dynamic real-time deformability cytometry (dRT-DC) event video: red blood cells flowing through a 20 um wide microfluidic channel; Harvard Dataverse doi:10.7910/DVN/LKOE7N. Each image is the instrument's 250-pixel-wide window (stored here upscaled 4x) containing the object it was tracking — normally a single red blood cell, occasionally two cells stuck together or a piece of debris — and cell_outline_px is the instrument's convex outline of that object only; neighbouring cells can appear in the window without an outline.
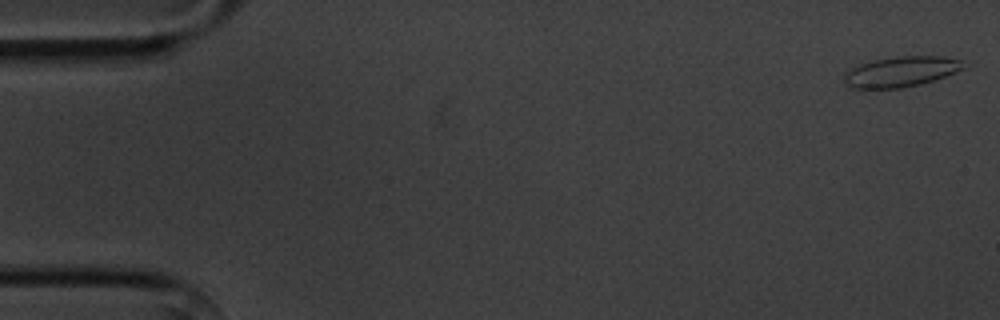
{"species": "common noctule bat (a hibernating species)", "species_latin": "Nyctalus noctula", "temperature_condition": "cold", "stored_images_in_passage": 6, "camera_frame_rate_fps": 3000, "um_per_image_px": 0.085, "animal": {"sex": "male", "body_mass_g": 20.1, "forearm_length_mm": 53.5}, "frame": {"image": 1, "passage_image": 6, "time_ms": 6.0, "image_size_px": [1000, 320], "cell_outline_px": [[968, 68], [920, 84], [900, 88], [852, 88], [844, 80], [844, 72], [860, 64], [876, 60], [900, 56], [944, 56], [960, 60]], "centroid_in_image_um": [76.62, 6.08], "position_along_channel_um": 8.4, "area_um2": 20.87}}